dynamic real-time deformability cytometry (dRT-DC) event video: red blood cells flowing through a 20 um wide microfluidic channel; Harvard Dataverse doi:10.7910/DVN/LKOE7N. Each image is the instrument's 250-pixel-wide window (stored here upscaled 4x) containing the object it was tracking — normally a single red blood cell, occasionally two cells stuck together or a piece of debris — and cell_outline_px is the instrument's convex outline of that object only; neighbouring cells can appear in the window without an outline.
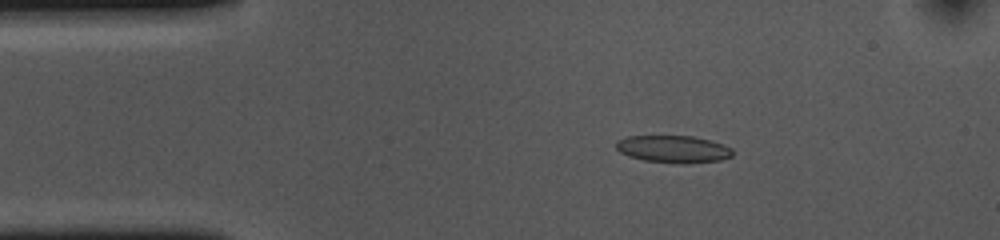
{"species": "common noctule bat (a hibernating species)", "species_latin": "Nyctalus noctula", "temperature_condition": "cold", "stored_images_in_passage": 54, "camera_frame_rate_fps": 3000, "um_per_image_px": 0.085, "animal": {"sex": "female", "body_mass_g": 10.0, "forearm_length_mm": 53.1}, "frame": {"image": 1, "passage_image": 9, "time_ms": 2.667, "image_size_px": [1000, 240], "cell_outline_px": [[732, 156], [720, 160], [684, 164], [680, 164], [644, 160], [628, 156], [620, 152], [616, 148], [616, 140], [628, 136], [692, 136], [712, 140], [724, 144], [732, 148]], "centroid_in_image_um": [57.24, 12.67], "position_along_channel_um": 27.8, "area_um2": 18.67}}
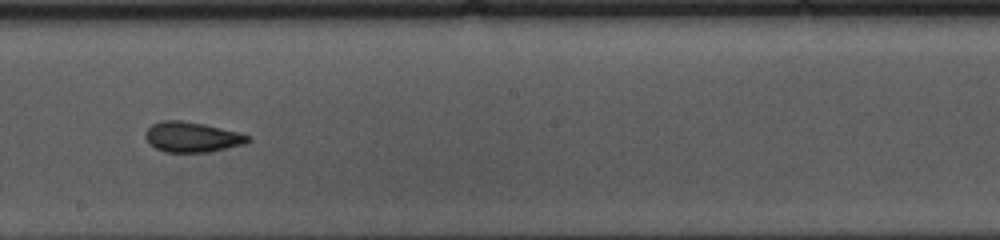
{"frame": {"image": 2, "passage_image": 29, "time_ms": 9.333, "image_size_px": [1000, 240], "cell_outline_px": [[252, 140], [244, 144], [208, 152], [164, 152], [156, 148], [144, 136], [144, 132], [152, 124], [160, 120], [180, 120], [204, 124], [240, 132], [252, 136]], "centroid_in_image_um": [16.35, 11.64], "position_along_channel_um": 231.9, "area_um2": 18.15}}
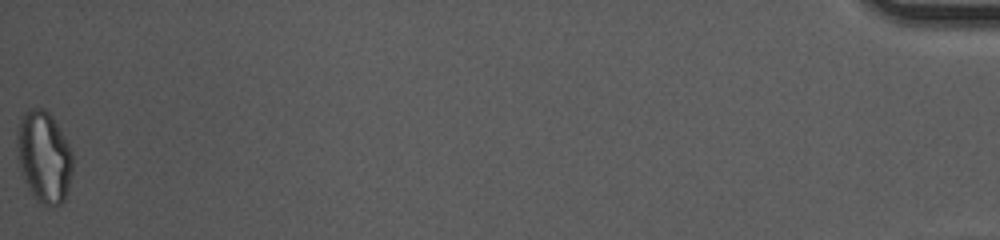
{"frame": {"image": 3, "passage_image": 54, "time_ms": 17.667, "image_size_px": [1000, 240], "cell_outline_px": [[72, 172], [68, 188], [64, 200], [60, 204], [44, 204], [32, 192], [24, 180], [20, 168], [16, 140], [16, 136], [20, 116], [28, 108], [44, 108], [52, 116], [68, 144], [72, 152]], "centroid_in_image_um": [3.72, 13.26], "position_along_channel_um": 431.5, "area_um2": 29.25}, "authors_computed_cell_mechanics": {"area_um2": 18.5827, "velocity_mm_per_s": 3.6742, "shape_relaxation_time_tau1_ms": 8.8906, "shape_relaxation_time_tau2_ms": 2.6812, "deformation_change_tau1": 0.1656, "deformation_change_tau2": 0.0828}}